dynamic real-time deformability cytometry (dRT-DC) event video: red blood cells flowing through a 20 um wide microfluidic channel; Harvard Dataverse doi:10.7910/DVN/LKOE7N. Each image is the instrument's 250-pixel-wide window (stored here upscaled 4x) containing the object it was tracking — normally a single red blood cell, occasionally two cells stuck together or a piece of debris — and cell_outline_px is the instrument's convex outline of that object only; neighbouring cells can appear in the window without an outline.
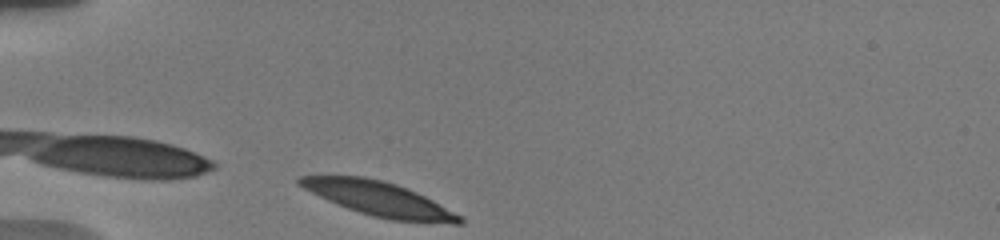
{"species": "human", "species_latin": "Homo sapiens", "temperature_condition": "warm", "stored_images_in_passage": 14, "camera_frame_rate_fps": 3000, "um_per_image_px": 0.085, "donor": {"sex": "male"}, "frame": {"image": 1, "passage_image": 1, "time_ms": 0.0, "image_size_px": [1000, 240], "cell_outline_px": [[464, 224], [452, 224], [392, 220], [372, 216], [336, 204], [296, 184], [296, 180], [300, 176], [364, 176], [396, 184], [416, 192], [464, 216]], "centroid_in_image_um": [32.26, 16.92], "position_along_channel_um": 52.7, "area_um2": 31.79}}
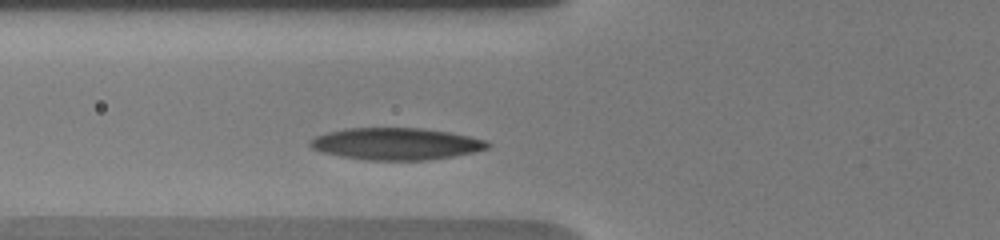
{"frame": {"image": 2, "passage_image": 11, "time_ms": 1.667, "image_size_px": [1000, 240], "cell_outline_px": [[492, 144], [488, 148], [472, 152], [452, 156], [424, 160], [368, 160], [320, 152], [312, 148], [308, 144], [308, 140], [316, 136], [328, 132], [344, 128], [420, 128], [448, 132], [488, 140]], "centroid_in_image_um": [33.65, 12.22], "position_along_channel_um": 92.2, "area_um2": 32.89}}